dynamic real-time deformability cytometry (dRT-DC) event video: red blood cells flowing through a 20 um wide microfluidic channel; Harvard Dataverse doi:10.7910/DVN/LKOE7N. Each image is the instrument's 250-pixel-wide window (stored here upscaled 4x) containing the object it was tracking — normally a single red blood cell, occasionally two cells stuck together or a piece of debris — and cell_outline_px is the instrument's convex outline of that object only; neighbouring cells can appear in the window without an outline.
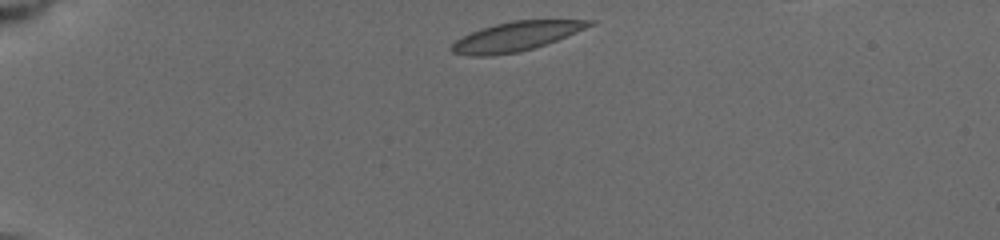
{"species": "common noctule bat (a hibernating species)", "species_latin": "Nyctalus noctula", "temperature_condition": "cold", "stored_images_in_passage": 7, "camera_frame_rate_fps": 3000, "um_per_image_px": 0.085, "animal": {"sex": "female", "body_mass_g": 19.5, "forearm_length_mm": 54.1}, "frame": {"image": 1, "passage_image": 1, "time_ms": 0.0, "image_size_px": [1000, 240], "cell_outline_px": [[596, 24], [556, 40], [520, 52], [492, 56], [472, 56], [452, 52], [448, 48], [456, 40], [472, 32], [496, 24], [512, 20], [596, 20]], "centroid_in_image_um": [43.86, 3.1], "position_along_channel_um": 41.1, "area_um2": 23.24}}
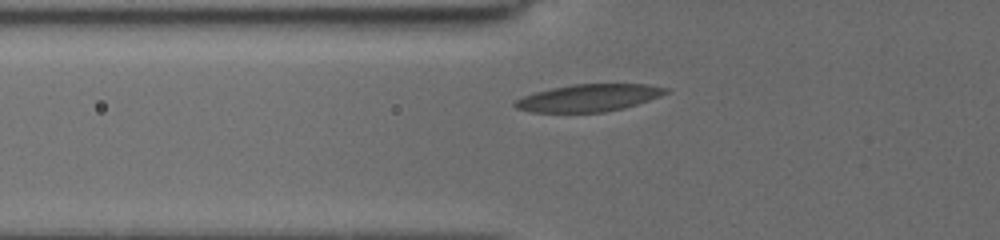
{"frame": {"image": 2, "passage_image": 5, "time_ms": 2.333, "image_size_px": [1000, 240], "cell_outline_px": [[668, 92], [660, 96], [624, 108], [604, 112], [532, 112], [516, 108], [512, 104], [516, 100], [524, 96], [536, 92], [552, 88], [572, 84], [648, 84], [668, 88]], "centroid_in_image_um": [50.04, 8.31], "position_along_channel_um": 75.8, "area_um2": 23.76}}